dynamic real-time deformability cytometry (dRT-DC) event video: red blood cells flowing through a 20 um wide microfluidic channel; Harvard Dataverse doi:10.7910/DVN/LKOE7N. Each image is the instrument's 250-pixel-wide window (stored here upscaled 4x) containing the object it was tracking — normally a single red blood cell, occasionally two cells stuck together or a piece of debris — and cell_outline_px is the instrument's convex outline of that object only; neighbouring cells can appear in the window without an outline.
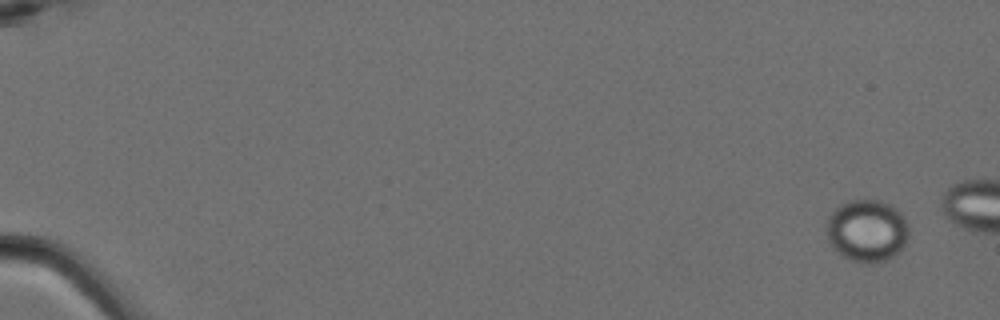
{"species": "Egyptian fruit bat (a non-hibernating species)", "species_latin": "Rousettus aegyptiacus", "temperature_condition": "cold", "stored_images_in_passage": 5, "camera_frame_rate_fps": 3000, "um_per_image_px": 0.085, "animal": {"sex": "female"}, "frame": {"image": 1, "passage_image": 1, "time_ms": 0.0, "image_size_px": [1000, 320], "cell_outline_px": [[908, 236], [900, 252], [888, 260], [872, 264], [860, 264], [844, 256], [832, 248], [828, 240], [824, 228], [824, 224], [828, 216], [840, 204], [848, 200], [880, 200], [892, 204], [904, 216], [908, 224]], "centroid_in_image_um": [73.68, 19.61], "position_along_channel_um": 11.3, "area_um2": 30.63}}